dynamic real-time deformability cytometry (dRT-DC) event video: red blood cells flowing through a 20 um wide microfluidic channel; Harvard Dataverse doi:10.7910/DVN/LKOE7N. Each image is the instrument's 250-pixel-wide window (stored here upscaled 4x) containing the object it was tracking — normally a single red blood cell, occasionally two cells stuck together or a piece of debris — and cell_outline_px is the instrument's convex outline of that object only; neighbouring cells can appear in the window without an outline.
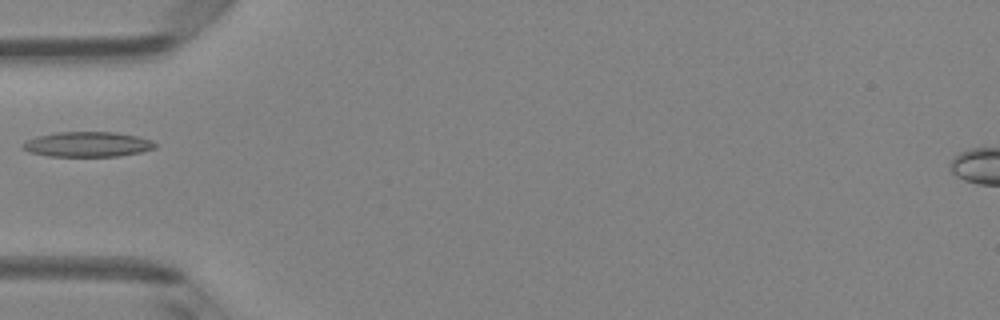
{"species": "Egyptian fruit bat (a non-hibernating species)", "species_latin": "Rousettus aegyptiacus", "temperature_condition": "room temperature", "stored_images_in_passage": 6, "camera_frame_rate_fps": 3000, "um_per_image_px": 0.085, "animal": {"sex": "female"}, "frame": {"image": 1, "passage_image": 5, "time_ms": 4.667, "image_size_px": [1000, 320], "cell_outline_px": [[156, 148], [140, 152], [120, 156], [48, 156], [32, 152], [20, 148], [28, 140], [36, 136], [56, 132], [116, 132], [136, 136], [152, 140], [156, 144]], "centroid_in_image_um": [7.46, 12.26], "position_along_channel_um": 77.5, "area_um2": 19.25}}
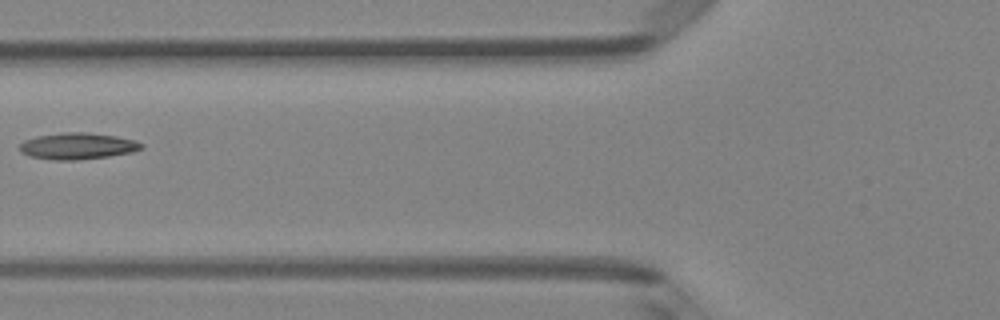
{"frame": {"image": 2, "passage_image": 6, "time_ms": 5.667, "image_size_px": [1000, 320], "cell_outline_px": [[144, 148], [132, 152], [108, 156], [76, 160], [52, 160], [28, 156], [20, 152], [20, 144], [24, 140], [36, 136], [64, 132], [88, 132], [116, 136], [132, 140], [144, 144]], "centroid_in_image_um": [6.57, 12.41], "position_along_channel_um": 119.2, "area_um2": 18.84}}